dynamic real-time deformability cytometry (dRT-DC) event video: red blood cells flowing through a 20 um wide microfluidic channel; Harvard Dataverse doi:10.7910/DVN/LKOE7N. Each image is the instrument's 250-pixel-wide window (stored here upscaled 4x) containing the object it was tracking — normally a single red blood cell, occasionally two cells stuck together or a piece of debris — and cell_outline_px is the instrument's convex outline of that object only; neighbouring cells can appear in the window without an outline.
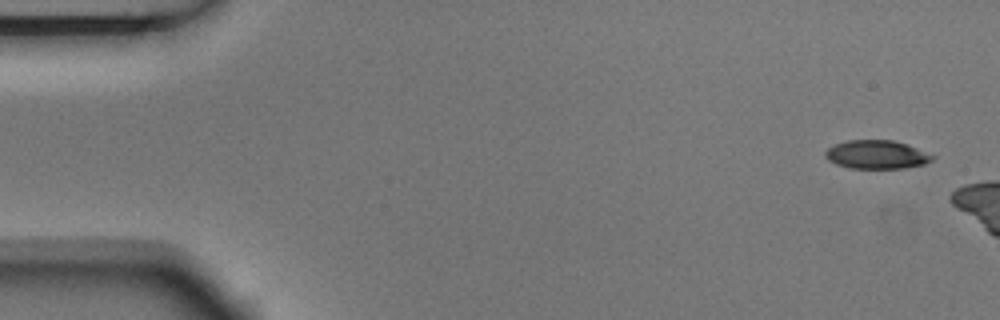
{"species": "Egyptian fruit bat (a non-hibernating species)", "species_latin": "Rousettus aegyptiacus", "temperature_condition": "room temperature", "stored_images_in_passage": 3, "camera_frame_rate_fps": 3000, "um_per_image_px": 0.085, "animal": {"sex": "male"}, "frame": {"image": 1, "passage_image": 1, "time_ms": 0.0, "image_size_px": [1000, 320], "cell_outline_px": [[936, 156], [932, 160], [924, 164], [904, 168], [848, 168], [836, 164], [828, 160], [824, 156], [824, 152], [828, 148], [836, 144], [848, 140], [892, 140], [908, 144]], "centroid_in_image_um": [74.51, 13.14], "position_along_channel_um": 10.5, "area_um2": 17.86}}